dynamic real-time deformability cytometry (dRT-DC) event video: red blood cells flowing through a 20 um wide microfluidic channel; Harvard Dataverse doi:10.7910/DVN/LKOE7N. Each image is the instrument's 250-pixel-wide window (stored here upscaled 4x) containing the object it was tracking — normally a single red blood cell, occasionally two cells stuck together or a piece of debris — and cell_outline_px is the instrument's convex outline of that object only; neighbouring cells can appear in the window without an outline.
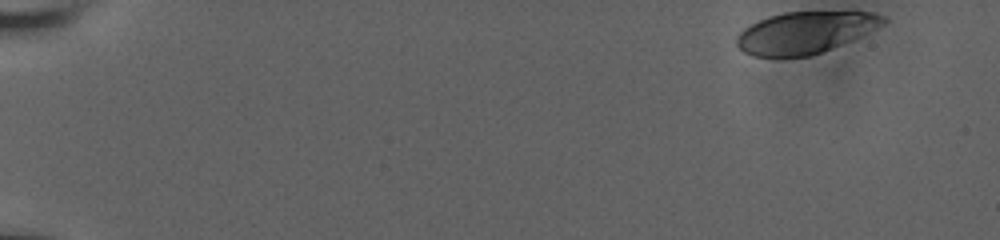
{"species": "human", "species_latin": "Homo sapiens", "temperature_condition": "room temperature", "stored_images_in_passage": 33, "camera_frame_rate_fps": 3000, "um_per_image_px": 0.085, "donor": {"sex": "male"}, "frame": {"image": 1, "passage_image": 1, "time_ms": 0.0, "image_size_px": [1000, 240], "cell_outline_px": [[888, 20], [884, 24], [840, 44], [820, 52], [808, 56], [752, 56], [744, 52], [736, 44], [736, 36], [744, 28], [768, 16], [784, 12], [872, 12], [884, 16]], "centroid_in_image_um": [68.39, 2.75], "position_along_channel_um": 16.6, "area_um2": 34.97}}
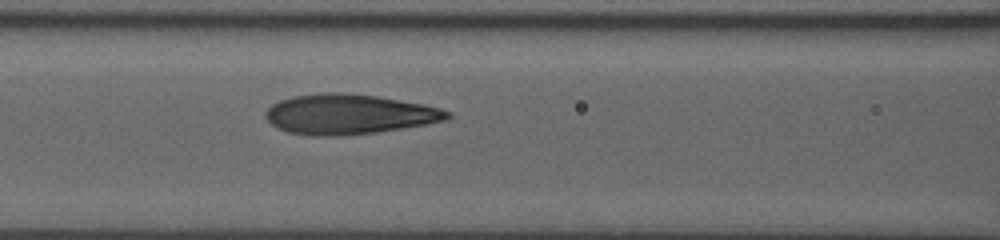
{"frame": {"image": 2, "passage_image": 24, "time_ms": 7.667, "image_size_px": [1000, 240], "cell_outline_px": [[452, 116], [448, 120], [428, 124], [376, 132], [336, 136], [312, 136], [288, 132], [276, 128], [264, 116], [264, 112], [272, 104], [280, 100], [292, 96], [328, 92], [340, 92], [376, 96], [424, 104], [440, 108], [452, 112]], "centroid_in_image_um": [29.67, 9.71], "position_along_channel_um": 136.9, "area_um2": 42.54}}
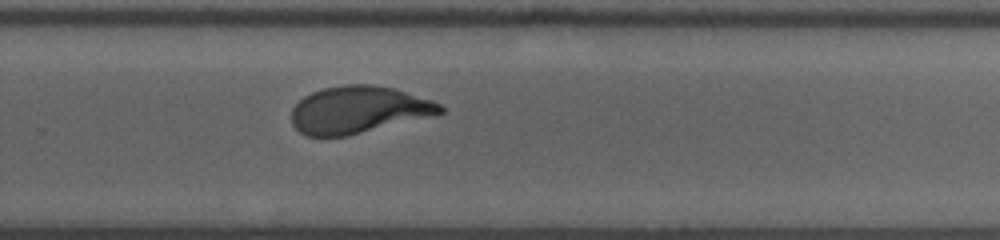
{"frame": {"image": 3, "passage_image": 33, "time_ms": 12.0, "image_size_px": [1000, 240], "cell_outline_px": [[444, 112], [436, 116], [348, 136], [308, 136], [300, 132], [292, 124], [292, 108], [304, 96], [312, 92], [324, 88], [344, 84], [372, 84], [396, 88], [432, 100], [440, 104], [444, 108]], "centroid_in_image_um": [30.52, 9.33], "position_along_channel_um": 299.3, "area_um2": 41.33}}